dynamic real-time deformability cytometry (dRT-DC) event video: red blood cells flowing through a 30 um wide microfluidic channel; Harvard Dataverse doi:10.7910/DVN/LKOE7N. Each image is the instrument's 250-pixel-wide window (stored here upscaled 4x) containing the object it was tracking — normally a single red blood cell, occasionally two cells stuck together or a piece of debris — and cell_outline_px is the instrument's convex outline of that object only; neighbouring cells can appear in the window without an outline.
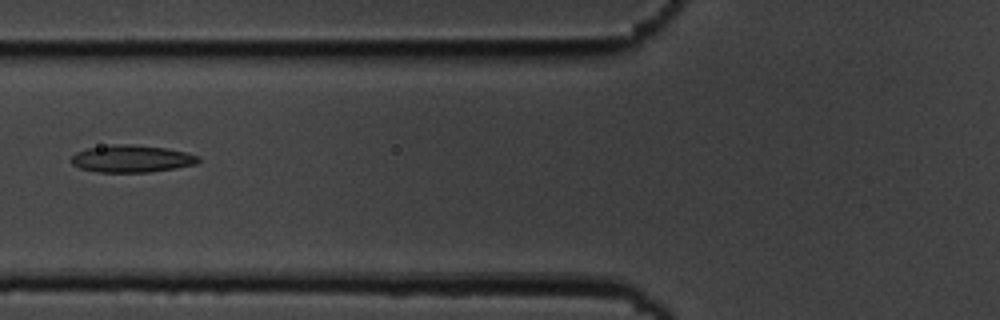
{"species": "common noctule bat (a hibernating species)", "species_latin": "Nyctalus noctula", "temperature_condition": "cold", "stored_images_in_passage": 8, "camera_frame_rate_fps": 3000, "um_per_image_px": 0.085, "animal": {"sex": "male", "body_mass_g": 19.5, "forearm_length_mm": 54.6}, "frame": {"image": 1, "passage_image": 7, "time_ms": 7.0, "image_size_px": [1000, 320], "cell_outline_px": [[200, 160], [196, 164], [176, 168], [148, 172], [96, 172], [80, 168], [72, 164], [72, 156], [76, 152], [88, 148], [112, 144], [132, 144], [164, 148], [188, 152], [200, 156]], "centroid_in_image_um": [11.21, 13.49], "position_along_channel_um": 114.6, "area_um2": 20.23}}
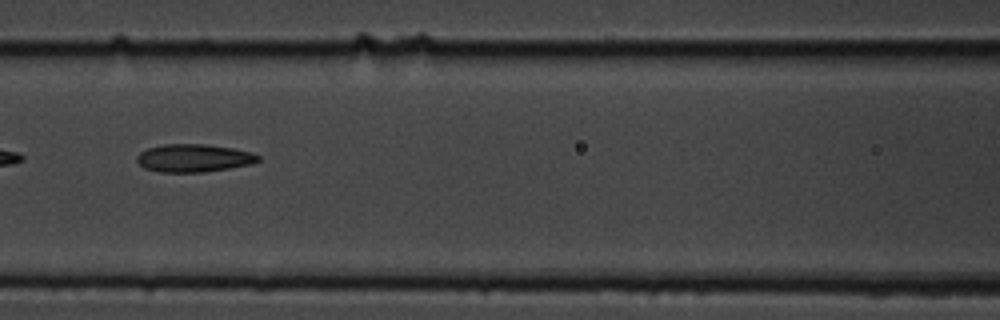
{"frame": {"image": 2, "passage_image": 8, "time_ms": 8.0, "image_size_px": [1000, 320], "cell_outline_px": [[260, 160], [252, 164], [204, 172], [160, 172], [144, 168], [136, 160], [136, 156], [140, 152], [148, 148], [164, 144], [208, 144], [232, 148], [252, 152], [260, 156]], "centroid_in_image_um": [16.47, 13.43], "position_along_channel_um": 150.1, "area_um2": 19.77}}